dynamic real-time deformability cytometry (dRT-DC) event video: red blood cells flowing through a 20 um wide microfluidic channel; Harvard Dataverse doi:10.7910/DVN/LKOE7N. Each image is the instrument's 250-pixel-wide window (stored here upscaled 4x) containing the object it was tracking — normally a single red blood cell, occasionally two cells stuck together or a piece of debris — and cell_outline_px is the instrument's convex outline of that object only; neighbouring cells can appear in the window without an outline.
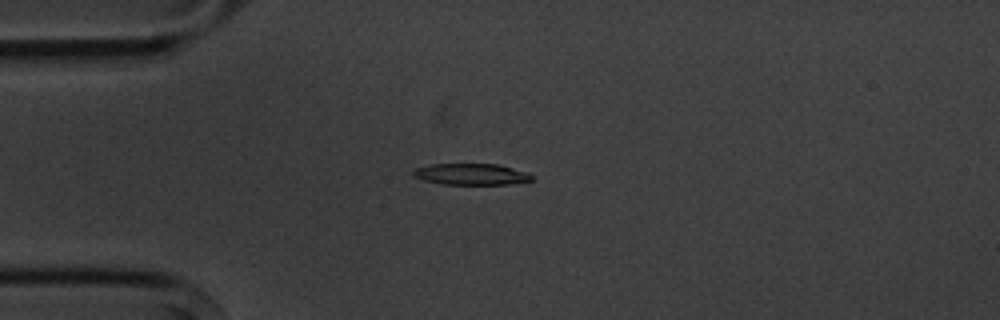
{"species": "common noctule bat (a hibernating species)", "species_latin": "Nyctalus noctula", "temperature_condition": "cold", "stored_images_in_passage": 8, "camera_frame_rate_fps": 3000, "um_per_image_px": 0.085, "animal": {"sex": "male", "body_mass_g": 20.1, "forearm_length_mm": 53.5}, "frame": {"image": 1, "passage_image": 4, "time_ms": 3.333, "image_size_px": [1000, 320], "cell_outline_px": [[532, 180], [508, 184], [444, 184], [424, 180], [412, 176], [412, 168], [432, 164], [496, 164], [528, 172], [532, 176]], "centroid_in_image_um": [40.0, 14.8], "position_along_channel_um": 45.0, "area_um2": 14.68}}
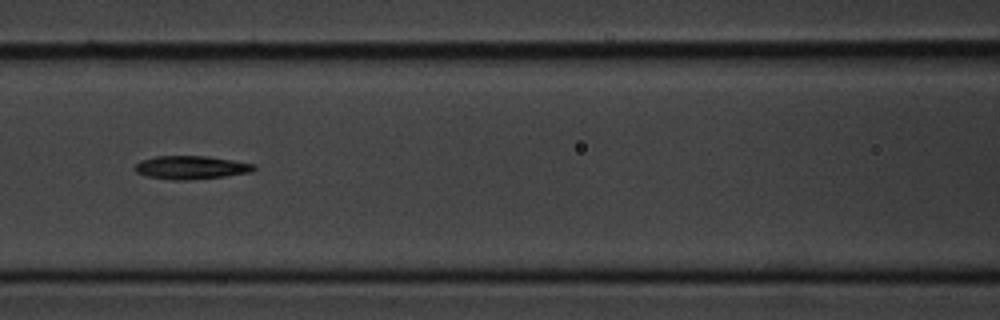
{"frame": {"image": 2, "passage_image": 7, "time_ms": 6.667, "image_size_px": [1000, 320], "cell_outline_px": [[256, 168], [252, 172], [224, 176], [188, 180], [176, 180], [148, 176], [136, 172], [132, 168], [140, 160], [156, 156], [208, 156], [256, 164]], "centroid_in_image_um": [16.24, 14.23], "position_along_channel_um": 150.4, "area_um2": 16.18}}
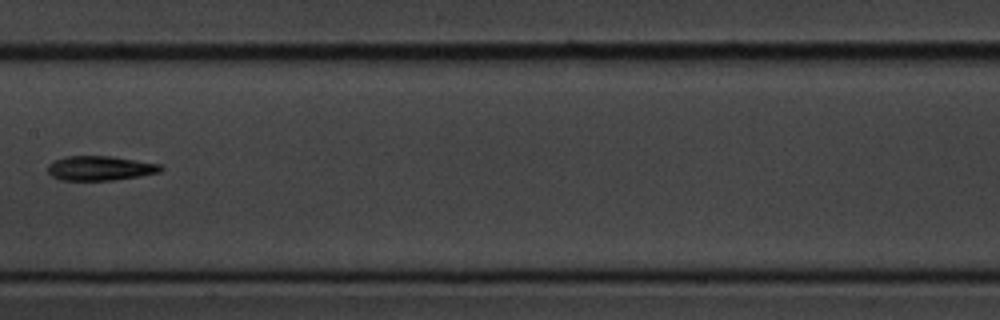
{"frame": {"image": 3, "passage_image": 8, "time_ms": 8.0, "image_size_px": [1000, 320], "cell_outline_px": [[164, 168], [160, 172], [112, 180], [60, 180], [52, 176], [48, 172], [48, 164], [64, 156], [112, 156], [160, 164]], "centroid_in_image_um": [8.49, 14.29], "position_along_channel_um": 198.9, "area_um2": 16.01}}